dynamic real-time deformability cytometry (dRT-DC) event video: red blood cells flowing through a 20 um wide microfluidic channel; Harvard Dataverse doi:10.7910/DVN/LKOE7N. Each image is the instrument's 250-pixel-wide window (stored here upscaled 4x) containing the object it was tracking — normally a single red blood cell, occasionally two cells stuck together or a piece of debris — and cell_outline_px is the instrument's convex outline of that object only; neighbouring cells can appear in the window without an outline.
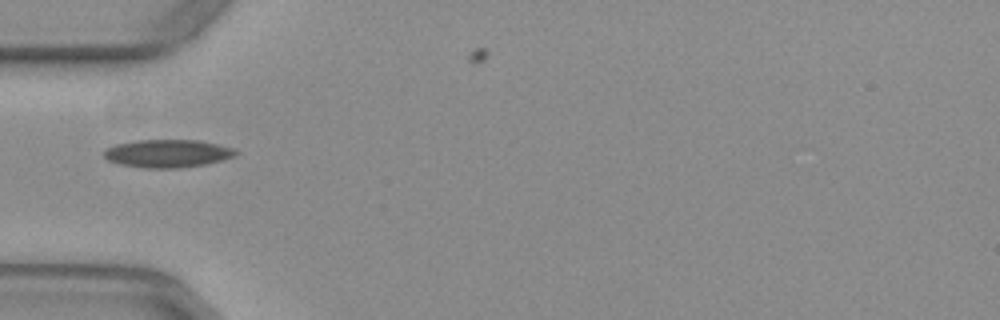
{"species": "common noctule bat (a hibernating species)", "species_latin": "Nyctalus noctula", "temperature_condition": "warm", "stored_images_in_passage": 32, "camera_frame_rate_fps": 3000, "um_per_image_px": 0.085, "animal": {"sex": "female", "body_mass_g": 29.2, "forearm_length_mm": 56.3}, "frame": {"image": 1, "passage_image": 1, "time_ms": 0.0, "image_size_px": [1000, 320], "cell_outline_px": [[240, 152], [232, 156], [220, 160], [204, 164], [180, 168], [144, 168], [120, 164], [108, 160], [104, 156], [104, 152], [108, 148], [116, 144], [136, 140], [200, 140], [232, 148]], "centroid_in_image_um": [14.22, 13.04], "position_along_channel_um": 70.8, "area_um2": 21.21}}
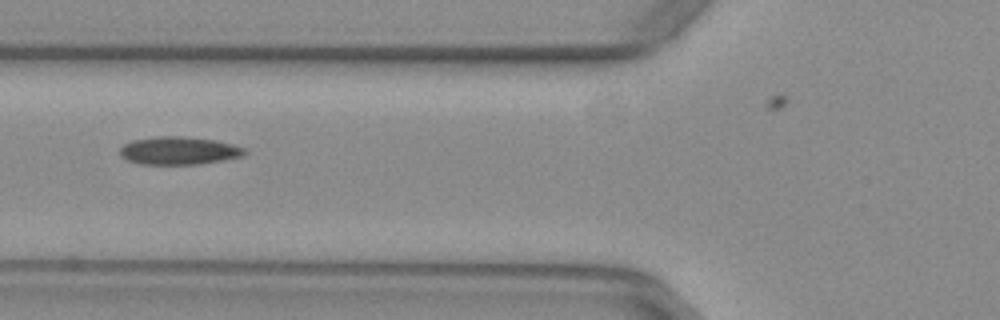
{"frame": {"image": 2, "passage_image": 4, "time_ms": 1.0, "image_size_px": [1000, 320], "cell_outline_px": [[248, 152], [244, 156], [224, 160], [200, 164], [140, 164], [128, 160], [120, 156], [120, 148], [124, 144], [132, 140], [156, 136], [180, 136], [216, 140], [248, 148]], "centroid_in_image_um": [15.25, 12.8], "position_along_channel_um": 110.6, "area_um2": 20.52}}
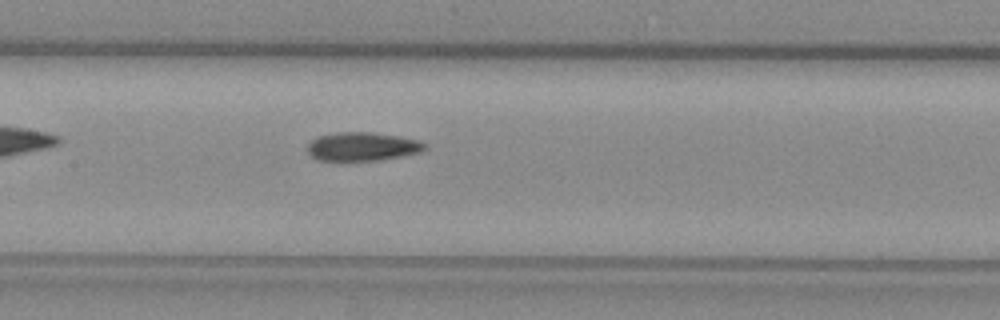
{"frame": {"image": 3, "passage_image": 9, "time_ms": 2.667, "image_size_px": [1000, 320], "cell_outline_px": [[428, 148], [420, 152], [400, 156], [376, 160], [320, 160], [312, 156], [308, 152], [308, 144], [312, 140], [320, 136], [336, 132], [372, 132], [396, 136], [416, 140], [428, 144]], "centroid_in_image_um": [30.82, 12.45], "position_along_channel_um": 176.6, "area_um2": 19.25}, "authors_computed_cell_mechanics": {"area_um2": 19.3052, "velocity_mm_per_s": 3.9418, "shape_relaxation_time_tau1_ms": null, "shape_relaxation_time_tau2_ms": 2.1264, "deformation_change_tau1": null, "deformation_change_tau2": 0.0882}}